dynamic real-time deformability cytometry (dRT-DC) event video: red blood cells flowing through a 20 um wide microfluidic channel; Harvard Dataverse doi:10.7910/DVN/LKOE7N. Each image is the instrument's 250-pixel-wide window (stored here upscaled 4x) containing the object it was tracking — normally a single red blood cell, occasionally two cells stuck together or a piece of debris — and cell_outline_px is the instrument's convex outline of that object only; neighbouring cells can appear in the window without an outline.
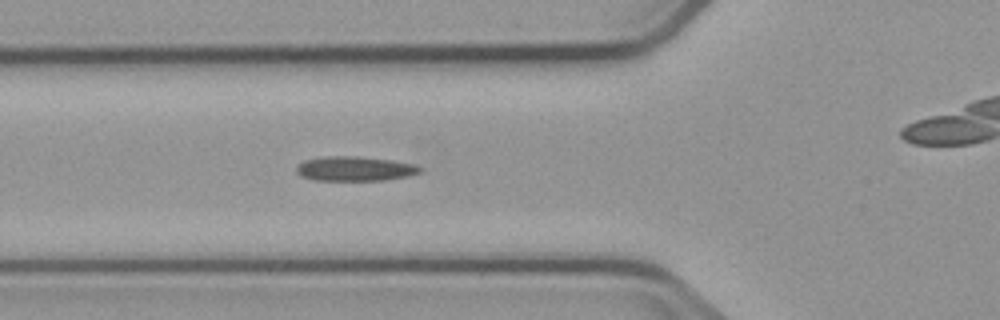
{"species": "common noctule bat (a hibernating species)", "species_latin": "Nyctalus noctula", "temperature_condition": "cold", "stored_images_in_passage": 6, "camera_frame_rate_fps": 3000, "um_per_image_px": 0.085, "animal": {"sex": "male", "body_mass_g": 23.1, "forearm_length_mm": 52.7}, "frame": {"image": 1, "passage_image": 5, "time_ms": 4.667, "image_size_px": [1000, 320], "cell_outline_px": [[424, 168], [420, 172], [408, 176], [384, 180], [312, 180], [300, 176], [296, 172], [296, 168], [304, 160], [328, 156], [356, 156], [392, 160], [416, 164]], "centroid_in_image_um": [30.18, 14.34], "position_along_channel_um": 95.6, "area_um2": 17.74}}